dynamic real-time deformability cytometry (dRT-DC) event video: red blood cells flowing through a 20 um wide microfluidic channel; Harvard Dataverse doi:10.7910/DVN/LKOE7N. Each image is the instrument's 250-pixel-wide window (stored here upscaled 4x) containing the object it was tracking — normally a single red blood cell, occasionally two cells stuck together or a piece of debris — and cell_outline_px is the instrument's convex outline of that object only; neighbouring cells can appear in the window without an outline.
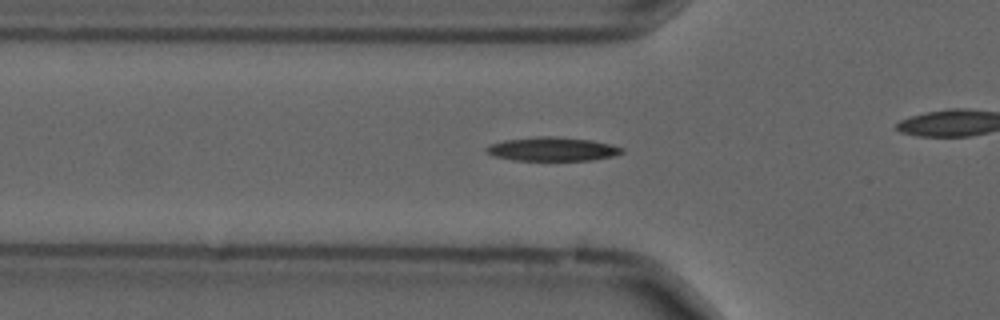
{"species": "common noctule bat (a hibernating species)", "species_latin": "Nyctalus noctula", "temperature_condition": "cold", "stored_images_in_passage": 9, "camera_frame_rate_fps": 3000, "um_per_image_px": 0.085, "animal": {"sex": "male", "forearm_length_mm": 52.5}, "frame": {"image": 1, "passage_image": 6, "time_ms": 1.667, "image_size_px": [1000, 320], "cell_outline_px": [[624, 152], [612, 156], [592, 160], [512, 160], [492, 156], [484, 148], [488, 144], [504, 140], [536, 136], [556, 136], [592, 140], [612, 144], [624, 148]], "centroid_in_image_um": [46.93, 12.66], "position_along_channel_um": 78.9, "area_um2": 19.02}}